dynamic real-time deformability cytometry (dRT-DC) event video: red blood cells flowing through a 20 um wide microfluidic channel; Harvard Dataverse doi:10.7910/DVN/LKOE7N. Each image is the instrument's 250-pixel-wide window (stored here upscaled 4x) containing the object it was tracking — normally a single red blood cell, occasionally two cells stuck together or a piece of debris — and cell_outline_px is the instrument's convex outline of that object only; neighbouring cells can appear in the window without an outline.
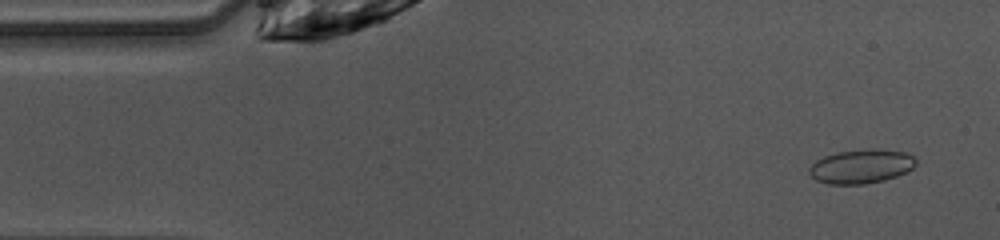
{"species": "common noctule bat (a hibernating species)", "species_latin": "Nyctalus noctula", "temperature_condition": "warm", "stored_images_in_passage": 46, "camera_frame_rate_fps": 3000, "um_per_image_px": 0.085, "animal": {"sex": "female", "body_mass_g": 10.0, "forearm_length_mm": 53.1}, "frame": {"image": 1, "passage_image": 3, "time_ms": 0.667, "image_size_px": [1000, 240], "cell_outline_px": [[916, 164], [912, 168], [896, 176], [884, 180], [864, 184], [828, 184], [816, 180], [808, 172], [808, 168], [816, 160], [824, 156], [836, 152], [904, 152], [912, 156], [916, 160]], "centroid_in_image_um": [73.13, 14.2], "position_along_channel_um": 11.9, "area_um2": 20.11}}
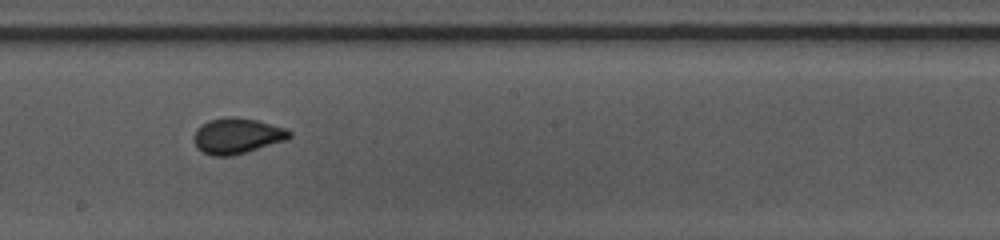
{"frame": {"image": 2, "passage_image": 25, "time_ms": 8.0, "image_size_px": [1000, 240], "cell_outline_px": [[292, 136], [288, 140], [232, 156], [212, 156], [196, 148], [192, 136], [196, 128], [208, 120], [224, 116], [232, 116], [256, 120], [284, 128], [292, 132]], "centroid_in_image_um": [20.12, 11.55], "position_along_channel_um": 228.1, "area_um2": 20.11}}
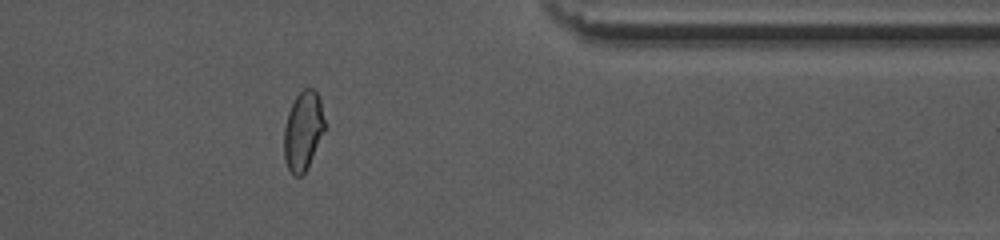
{"frame": {"image": 3, "passage_image": 38, "time_ms": 12.333, "image_size_px": [1000, 240], "cell_outline_px": [[324, 128], [308, 168], [300, 176], [296, 176], [288, 168], [284, 160], [284, 128], [288, 112], [296, 96], [304, 88], [312, 88], [316, 92], [320, 100], [324, 120]], "centroid_in_image_um": [25.74, 11.12], "position_along_channel_um": 385.7, "area_um2": 18.38}, "authors_computed_cell_mechanics": {"area_um2": 19.7098, "velocity_mm_per_s": 4.0703, "shape_relaxation_time_tau1_ms": 3.157, "shape_relaxation_time_tau2_ms": 1.075, "deformation_change_tau1": 0.1014, "deformation_change_tau2": 0.0331}}